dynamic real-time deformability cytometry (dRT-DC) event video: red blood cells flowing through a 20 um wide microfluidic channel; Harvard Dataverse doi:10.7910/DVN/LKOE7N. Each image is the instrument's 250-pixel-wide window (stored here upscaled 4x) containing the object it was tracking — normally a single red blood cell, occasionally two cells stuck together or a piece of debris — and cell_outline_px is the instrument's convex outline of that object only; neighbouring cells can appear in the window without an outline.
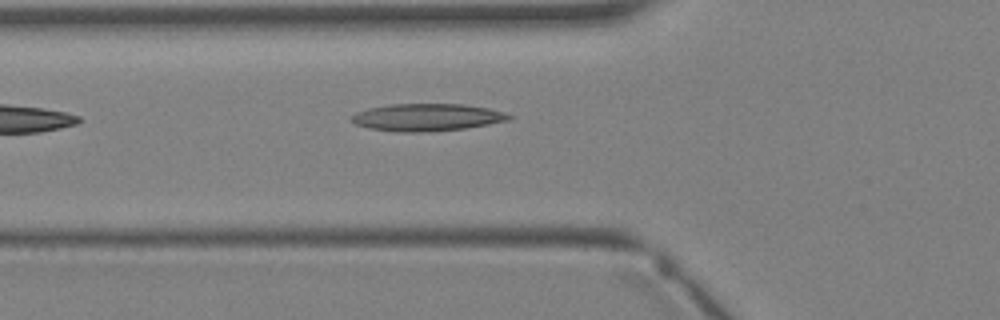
{"species": "Egyptian fruit bat (a non-hibernating species)", "species_latin": "Rousettus aegyptiacus", "temperature_condition": "warm", "stored_images_in_passage": 3, "camera_frame_rate_fps": 3000, "um_per_image_px": 0.085, "animal": {"sex": "female"}, "frame": {"image": 1, "passage_image": 3, "time_ms": 2.333, "image_size_px": [1000, 320], "cell_outline_px": [[512, 116], [508, 120], [488, 124], [464, 128], [428, 132], [400, 132], [368, 128], [356, 124], [352, 120], [352, 116], [356, 112], [368, 108], [392, 104], [464, 104], [488, 108], [504, 112]], "centroid_in_image_um": [36.28, 9.97], "position_along_channel_um": 89.5, "area_um2": 24.91}}